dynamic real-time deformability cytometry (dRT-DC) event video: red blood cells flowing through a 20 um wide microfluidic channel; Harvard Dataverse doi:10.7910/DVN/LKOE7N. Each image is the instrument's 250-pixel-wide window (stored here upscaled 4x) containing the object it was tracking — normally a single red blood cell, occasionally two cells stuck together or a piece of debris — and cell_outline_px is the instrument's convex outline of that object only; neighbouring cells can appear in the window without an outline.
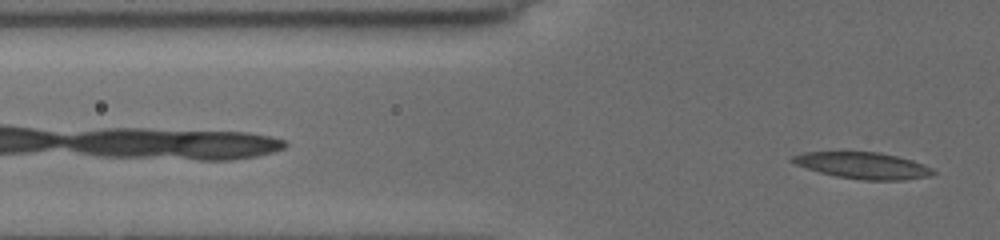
{"species": "common noctule bat (a hibernating species)", "species_latin": "Nyctalus noctula", "temperature_condition": "cold", "stored_images_in_passage": 4, "camera_frame_rate_fps": 3000, "um_per_image_px": 0.085, "animal": {"sex": "female", "body_mass_g": 19.5, "forearm_length_mm": 54.1}, "frame": {"image": 1, "passage_image": 4, "time_ms": 4.667, "image_size_px": [1000, 240], "cell_outline_px": [[936, 172], [932, 176], [904, 180], [860, 180], [836, 176], [820, 172], [796, 164], [788, 160], [792, 156], [804, 152], [880, 152], [912, 160], [924, 164], [932, 168]], "centroid_in_image_um": [73.38, 14.07], "position_along_channel_um": 52.4, "area_um2": 21.73}}